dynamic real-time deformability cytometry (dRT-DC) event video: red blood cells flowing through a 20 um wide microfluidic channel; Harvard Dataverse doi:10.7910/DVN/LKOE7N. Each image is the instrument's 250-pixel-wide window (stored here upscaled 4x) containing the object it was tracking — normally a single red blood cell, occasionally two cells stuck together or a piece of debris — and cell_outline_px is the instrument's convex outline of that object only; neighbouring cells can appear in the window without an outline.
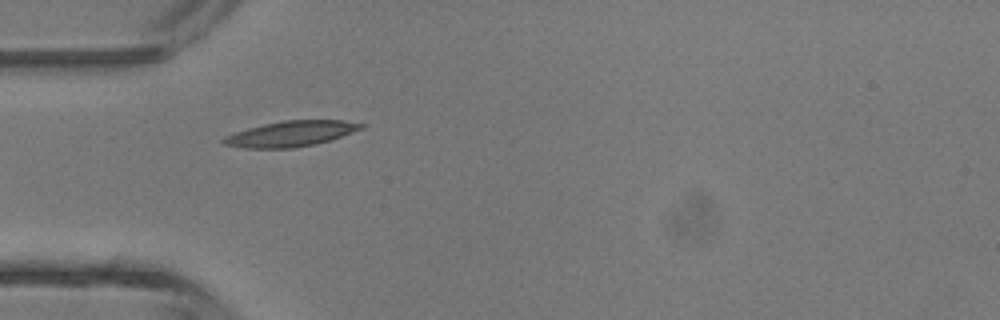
{"species": "common noctule bat (a hibernating species)", "species_latin": "Nyctalus noctula", "temperature_condition": "room temperature", "stored_images_in_passage": 2, "camera_frame_rate_fps": 3000, "um_per_image_px": 0.085, "animal": {"sex": "male", "body_mass_g": 13.3}, "frame": {"image": 1, "passage_image": 1, "time_ms": 0.0, "image_size_px": [1000, 320], "cell_outline_px": [[364, 128], [316, 144], [292, 148], [244, 148], [224, 144], [220, 140], [224, 136], [248, 128], [264, 124], [284, 120], [344, 120], [364, 124]], "centroid_in_image_um": [24.7, 11.37], "position_along_channel_um": 60.3, "area_um2": 20.29}}
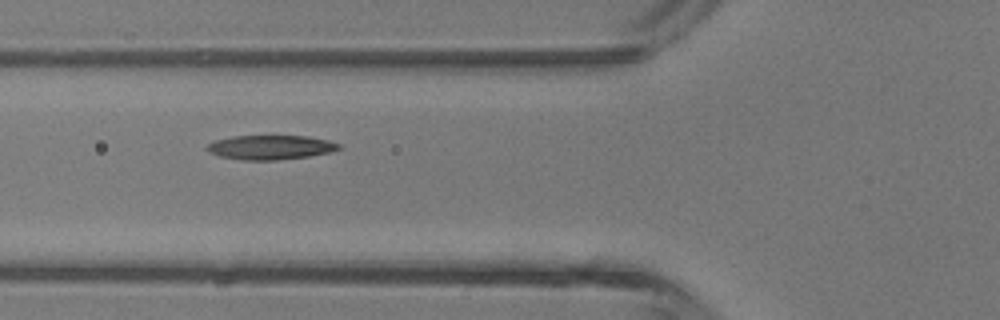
{"frame": {"image": 2, "passage_image": 2, "time_ms": 1.0, "image_size_px": [1000, 320], "cell_outline_px": [[344, 148], [328, 152], [308, 156], [276, 160], [244, 160], [220, 156], [208, 152], [204, 148], [208, 144], [216, 140], [232, 136], [308, 136], [328, 140], [340, 144]], "centroid_in_image_um": [22.99, 12.52], "position_along_channel_um": 102.8, "area_um2": 18.67}}